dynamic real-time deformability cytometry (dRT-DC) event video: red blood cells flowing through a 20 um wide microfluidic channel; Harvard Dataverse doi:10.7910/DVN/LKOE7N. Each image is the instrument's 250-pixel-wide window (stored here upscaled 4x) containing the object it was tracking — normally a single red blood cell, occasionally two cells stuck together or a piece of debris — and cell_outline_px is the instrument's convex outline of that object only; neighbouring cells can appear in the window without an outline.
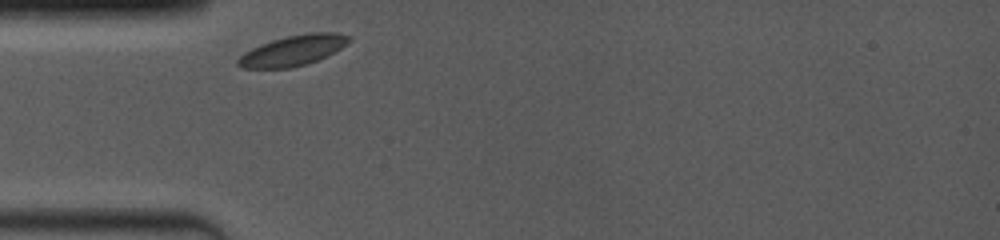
{"species": "common noctule bat (a hibernating species)", "species_latin": "Nyctalus noctula", "temperature_condition": "room temperature", "stored_images_in_passage": 3, "camera_frame_rate_fps": 4000, "um_per_image_px": 0.085, "animal": {"sex": "female", "body_mass_g": 19.0, "forearm_length_mm": 53.3}, "frame": {"image": 1, "passage_image": 1, "time_ms": 0.0, "image_size_px": [1000, 240], "cell_outline_px": [[352, 40], [328, 56], [292, 68], [240, 68], [236, 64], [236, 60], [244, 52], [260, 44], [272, 40], [288, 36], [308, 32], [336, 32], [352, 36]], "centroid_in_image_um": [24.91, 4.28], "position_along_channel_um": 60.1, "area_um2": 19.77}}